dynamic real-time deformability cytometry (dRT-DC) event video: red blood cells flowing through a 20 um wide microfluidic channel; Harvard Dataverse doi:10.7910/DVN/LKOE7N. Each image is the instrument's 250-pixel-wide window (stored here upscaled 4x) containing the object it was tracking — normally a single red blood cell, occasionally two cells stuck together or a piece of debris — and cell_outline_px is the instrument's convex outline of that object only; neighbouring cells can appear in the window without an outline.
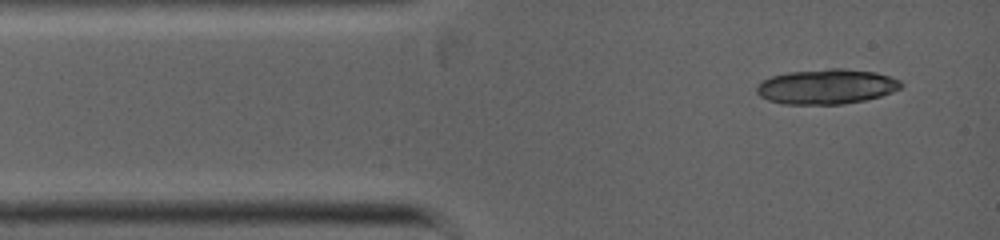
{"species": "common noctule bat (a hibernating species)", "species_latin": "Nyctalus noctula", "temperature_condition": "warm", "stored_images_in_passage": 2, "camera_frame_rate_fps": 5000, "um_per_image_px": 0.085, "animal": {"sex": "female", "body_mass_g": 19.0, "forearm_length_mm": 53.3}, "frame": {"image": 1, "passage_image": 2, "time_ms": 0.4, "image_size_px": [1000, 240], "cell_outline_px": [[904, 84], [900, 88], [892, 92], [880, 96], [864, 100], [844, 104], [784, 104], [768, 100], [760, 96], [756, 92], [756, 84], [772, 76], [788, 72], [828, 68], [844, 68], [876, 72], [900, 80]], "centroid_in_image_um": [70.25, 7.35], "position_along_channel_um": 14.8, "area_um2": 29.54}}